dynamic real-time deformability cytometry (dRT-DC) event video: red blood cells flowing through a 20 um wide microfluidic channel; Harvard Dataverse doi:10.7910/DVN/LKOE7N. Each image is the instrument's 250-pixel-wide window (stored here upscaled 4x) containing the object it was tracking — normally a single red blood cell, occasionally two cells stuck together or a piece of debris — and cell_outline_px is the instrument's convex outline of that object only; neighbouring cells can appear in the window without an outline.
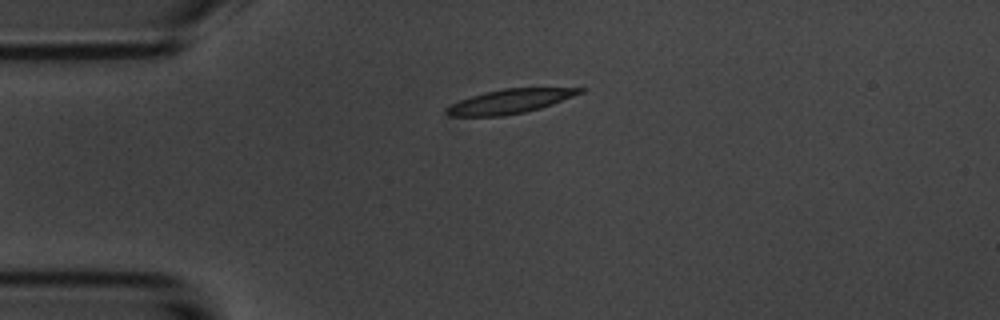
{"species": "common noctule bat (a hibernating species)", "species_latin": "Nyctalus noctula", "temperature_condition": "room temperature", "stored_images_in_passage": 3, "camera_frame_rate_fps": 3000, "um_per_image_px": 0.085, "animal": {"sex": "male", "body_mass_g": 20.1, "forearm_length_mm": 53.5}, "frame": {"image": 1, "passage_image": 1, "time_ms": 0.0, "image_size_px": [1000, 320], "cell_outline_px": [[584, 92], [552, 104], [540, 108], [524, 112], [504, 116], [448, 116], [444, 112], [444, 108], [460, 100], [484, 92], [504, 88], [584, 88]], "centroid_in_image_um": [43.3, 8.62], "position_along_channel_um": 41.7, "area_um2": 18.73}}